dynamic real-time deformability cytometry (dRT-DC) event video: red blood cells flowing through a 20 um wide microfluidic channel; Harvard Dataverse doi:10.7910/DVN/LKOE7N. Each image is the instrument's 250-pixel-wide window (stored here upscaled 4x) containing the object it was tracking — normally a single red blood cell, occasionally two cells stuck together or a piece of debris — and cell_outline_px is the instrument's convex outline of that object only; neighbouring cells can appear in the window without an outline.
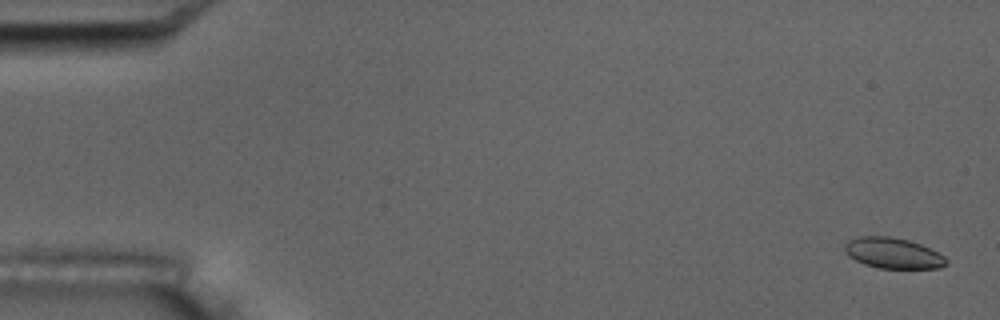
{"species": "common noctule bat (a hibernating species)", "species_latin": "Nyctalus noctula", "temperature_condition": "room temperature", "stored_images_in_passage": 55, "camera_frame_rate_fps": 3000, "um_per_image_px": 0.085, "animal": {"sex": "male", "body_mass_g": 17.5, "forearm_length_mm": 52.3}, "frame": {"image": 1, "passage_image": 2, "time_ms": 0.333, "image_size_px": [1000, 320], "cell_outline_px": [[948, 264], [940, 268], [880, 268], [864, 264], [848, 256], [844, 252], [844, 244], [848, 240], [860, 236], [892, 236], [908, 240], [920, 244], [944, 256], [948, 260]], "centroid_in_image_um": [75.88, 21.51], "position_along_channel_um": 9.1, "area_um2": 18.21}}
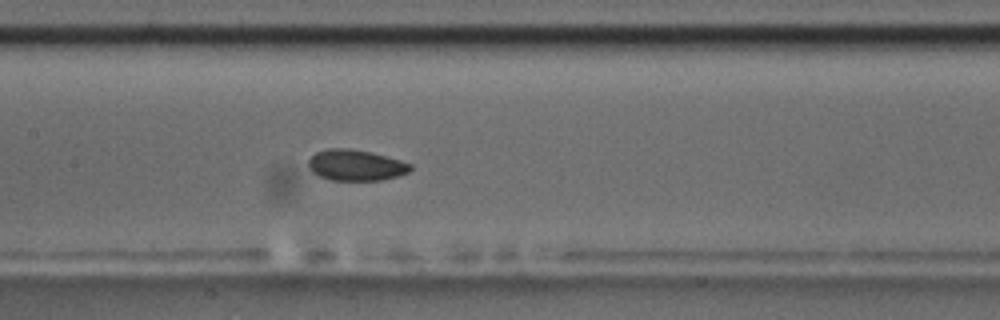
{"frame": {"image": 2, "passage_image": 27, "time_ms": 8.667, "image_size_px": [1000, 320], "cell_outline_px": [[412, 168], [408, 172], [400, 176], [380, 180], [328, 180], [312, 172], [308, 168], [308, 160], [316, 152], [328, 148], [348, 148], [372, 152], [400, 160], [412, 164]], "centroid_in_image_um": [30.24, 14.04], "position_along_channel_um": 177.2, "area_um2": 18.55}}
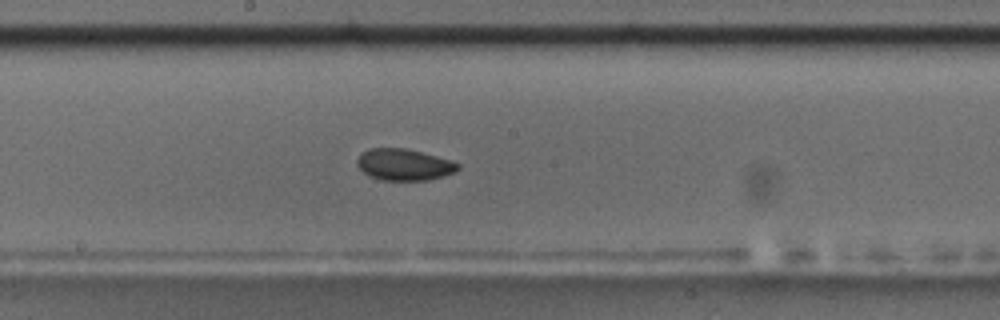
{"frame": {"image": 3, "passage_image": 30, "time_ms": 9.667, "image_size_px": [1000, 320], "cell_outline_px": [[460, 168], [456, 172], [444, 176], [428, 180], [380, 180], [368, 176], [356, 164], [356, 160], [360, 152], [368, 148], [404, 148], [452, 160], [460, 164]], "centroid_in_image_um": [34.33, 13.99], "position_along_channel_um": 213.9, "area_um2": 18.73}, "authors_computed_cell_mechanics": {"area_um2": 18.496, "velocity_mm_per_s": 3.6949, "shape_relaxation_time_tau1_ms": 4.1275, "shape_relaxation_time_tau2_ms": 4.135, "deformation_change_tau1": 0.0545, "deformation_change_tau2": 0.047}}